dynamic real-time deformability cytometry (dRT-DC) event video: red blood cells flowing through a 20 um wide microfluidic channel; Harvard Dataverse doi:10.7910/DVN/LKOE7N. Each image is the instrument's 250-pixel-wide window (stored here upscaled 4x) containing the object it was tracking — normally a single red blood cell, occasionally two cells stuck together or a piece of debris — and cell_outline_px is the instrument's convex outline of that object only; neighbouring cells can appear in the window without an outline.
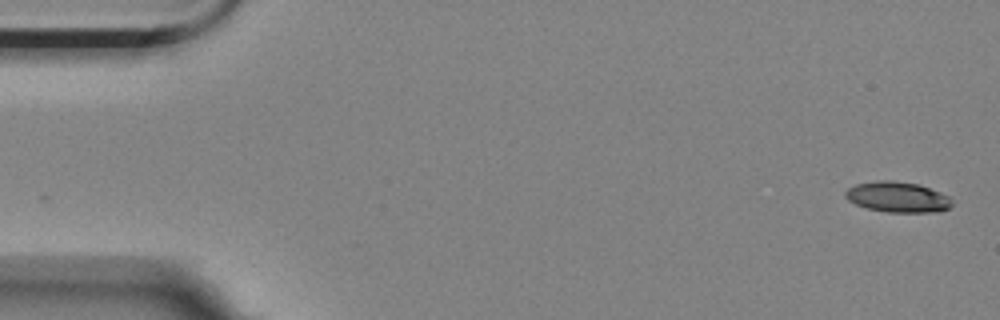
{"species": "Egyptian fruit bat (a non-hibernating species)", "species_latin": "Rousettus aegyptiacus", "temperature_condition": "room temperature", "stored_images_in_passage": 15, "camera_frame_rate_fps": 3000, "um_per_image_px": 0.085, "animal": {"sex": "female"}, "frame": {"image": 1, "passage_image": 1, "time_ms": 0.0, "image_size_px": [1000, 320], "cell_outline_px": [[952, 204], [948, 208], [940, 212], [888, 212], [868, 208], [856, 204], [848, 200], [844, 196], [844, 192], [848, 188], [856, 184], [876, 180], [892, 180], [920, 184], [940, 192], [948, 196], [952, 200]], "centroid_in_image_um": [76.29, 16.74], "position_along_channel_um": 8.7, "area_um2": 19.07}}
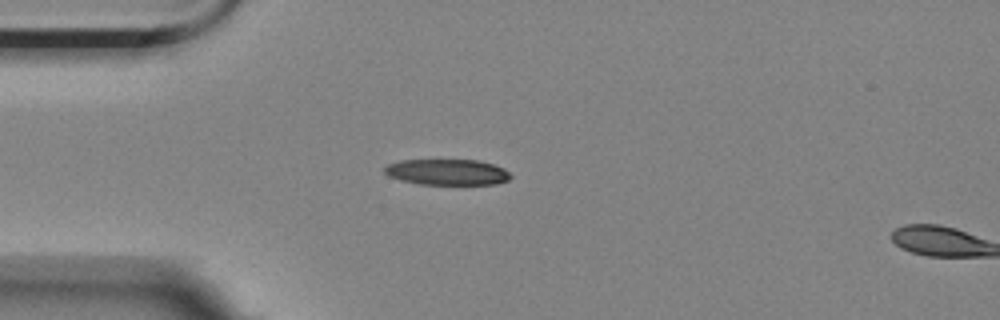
{"frame": {"image": 2, "passage_image": 14, "time_ms": 4.333, "image_size_px": [1000, 320], "cell_outline_px": [[512, 176], [508, 180], [496, 184], [420, 184], [400, 180], [388, 176], [384, 172], [384, 168], [388, 164], [400, 160], [476, 160], [492, 164], [504, 168]], "centroid_in_image_um": [38.0, 14.63], "position_along_channel_um": 47.0, "area_um2": 18.96}}